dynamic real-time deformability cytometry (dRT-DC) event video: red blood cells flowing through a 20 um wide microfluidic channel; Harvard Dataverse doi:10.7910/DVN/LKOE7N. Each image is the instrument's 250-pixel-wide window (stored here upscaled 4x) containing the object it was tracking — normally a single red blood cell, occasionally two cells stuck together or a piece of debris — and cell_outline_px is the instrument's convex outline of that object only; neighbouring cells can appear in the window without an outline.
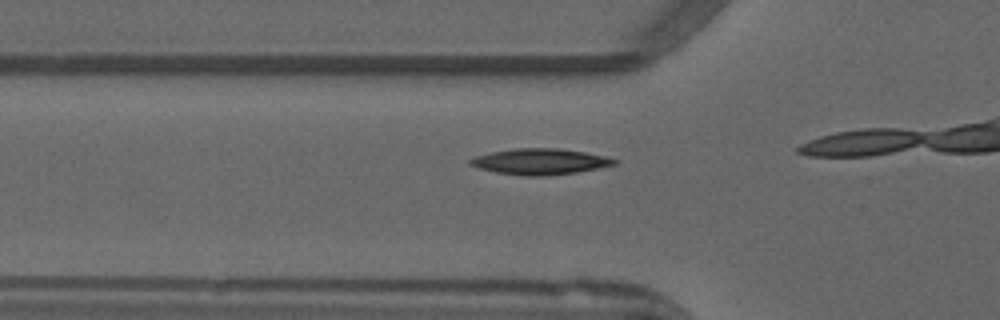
{"species": "common noctule bat (a hibernating species)", "species_latin": "Nyctalus noctula", "temperature_condition": "warm", "stored_images_in_passage": 11, "camera_frame_rate_fps": 3000, "um_per_image_px": 0.085, "animal": {"sex": "male", "forearm_length_mm": 52.5}, "frame": {"image": 1, "passage_image": 7, "time_ms": 2.0, "image_size_px": [1000, 320], "cell_outline_px": [[620, 160], [616, 164], [576, 172], [544, 176], [524, 176], [496, 172], [480, 168], [468, 164], [468, 160], [476, 156], [492, 152], [516, 148], [556, 148], [584, 152], [604, 156]], "centroid_in_image_um": [45.89, 13.73], "position_along_channel_um": 79.9, "area_um2": 21.56}}